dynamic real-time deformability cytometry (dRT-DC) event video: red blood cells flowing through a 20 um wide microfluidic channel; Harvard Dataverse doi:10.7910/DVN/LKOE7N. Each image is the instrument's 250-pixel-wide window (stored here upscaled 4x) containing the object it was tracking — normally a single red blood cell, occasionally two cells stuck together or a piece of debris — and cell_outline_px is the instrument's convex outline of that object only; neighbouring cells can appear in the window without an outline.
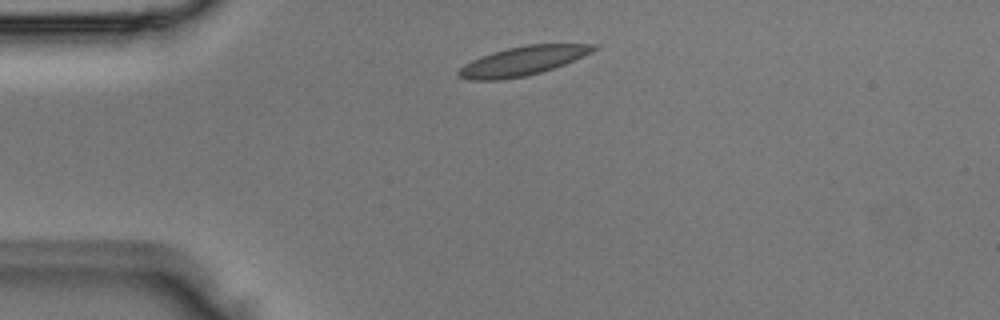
{"species": "Egyptian fruit bat (a non-hibernating species)", "species_latin": "Rousettus aegyptiacus", "temperature_condition": "room temperature", "stored_images_in_passage": 2, "camera_frame_rate_fps": 3000, "um_per_image_px": 0.085, "animal": {"sex": "male"}, "frame": {"image": 1, "passage_image": 1, "time_ms": 0.0, "image_size_px": [1000, 320], "cell_outline_px": [[596, 48], [592, 52], [564, 64], [540, 72], [524, 76], [500, 80], [468, 80], [456, 76], [456, 72], [464, 64], [472, 60], [492, 52], [508, 48], [528, 44], [596, 44]], "centroid_in_image_um": [44.37, 5.18], "position_along_channel_um": 40.6, "area_um2": 22.66}}